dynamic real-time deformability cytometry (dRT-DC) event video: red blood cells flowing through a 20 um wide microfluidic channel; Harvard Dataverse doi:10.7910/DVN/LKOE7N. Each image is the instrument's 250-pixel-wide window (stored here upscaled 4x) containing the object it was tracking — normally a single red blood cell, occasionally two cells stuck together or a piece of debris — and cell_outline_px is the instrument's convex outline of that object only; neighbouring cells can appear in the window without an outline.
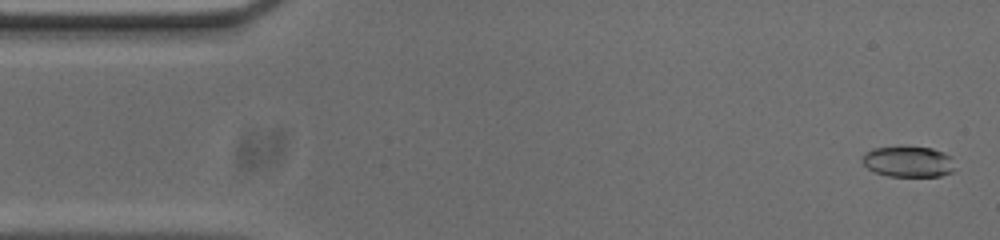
{"species": "common noctule bat (a hibernating species)", "species_latin": "Nyctalus noctula", "temperature_condition": "cold", "stored_images_in_passage": 54, "camera_frame_rate_fps": 3000, "um_per_image_px": 0.085, "animal": {"sex": "male", "body_mass_g": 20.0, "forearm_length_mm": 53.3}, "frame": {"image": 1, "passage_image": 2, "time_ms": 0.333, "image_size_px": [1000, 240], "cell_outline_px": [[956, 168], [952, 172], [940, 176], [888, 176], [876, 172], [868, 168], [860, 160], [860, 156], [864, 152], [872, 148], [932, 148], [944, 152], [952, 156]], "centroid_in_image_um": [77.22, 13.75], "position_along_channel_um": 7.8, "area_um2": 16.65}}
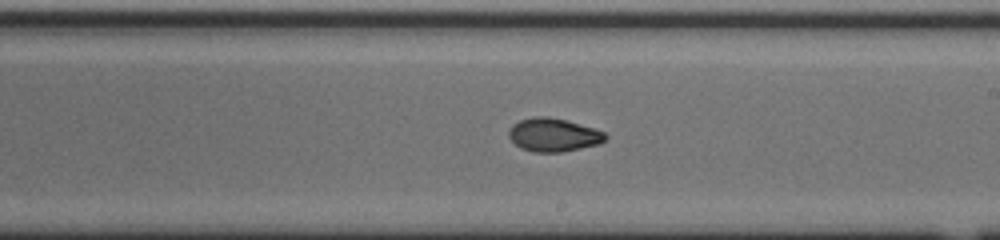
{"frame": {"image": 2, "passage_image": 30, "time_ms": 9.667, "image_size_px": [1000, 240], "cell_outline_px": [[608, 136], [600, 144], [564, 152], [532, 152], [520, 148], [508, 136], [508, 128], [512, 124], [520, 120], [532, 116], [548, 116], [564, 120], [592, 128], [604, 132]], "centroid_in_image_um": [47.01, 11.47], "position_along_channel_um": 242.0, "area_um2": 18.84}}
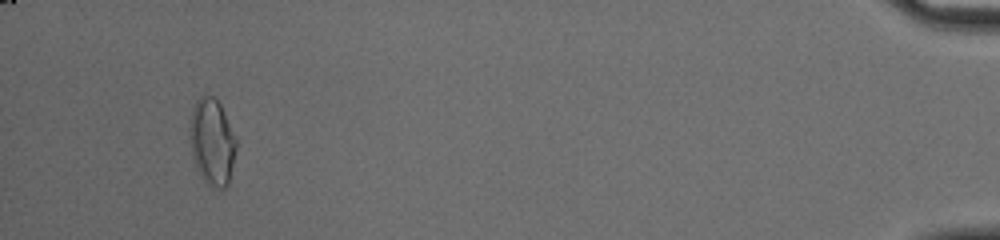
{"frame": {"image": 3, "passage_image": 51, "time_ms": 16.667, "image_size_px": [1000, 240], "cell_outline_px": [[236, 148], [228, 188], [216, 188], [204, 184], [196, 168], [192, 156], [188, 136], [188, 128], [192, 108], [196, 100], [200, 96], [212, 96], [220, 104], [236, 140]], "centroid_in_image_um": [17.98, 12.11], "position_along_channel_um": 417.2, "area_um2": 23.76}, "authors_computed_cell_mechanics": {"area_um2": 18.6694, "velocity_mm_per_s": 3.7193, "shape_relaxation_time_tau1_ms": 9.2379, "shape_relaxation_time_tau2_ms": 2.2702, "deformation_change_tau1": 0.2135, "deformation_change_tau2": 0.0578}}